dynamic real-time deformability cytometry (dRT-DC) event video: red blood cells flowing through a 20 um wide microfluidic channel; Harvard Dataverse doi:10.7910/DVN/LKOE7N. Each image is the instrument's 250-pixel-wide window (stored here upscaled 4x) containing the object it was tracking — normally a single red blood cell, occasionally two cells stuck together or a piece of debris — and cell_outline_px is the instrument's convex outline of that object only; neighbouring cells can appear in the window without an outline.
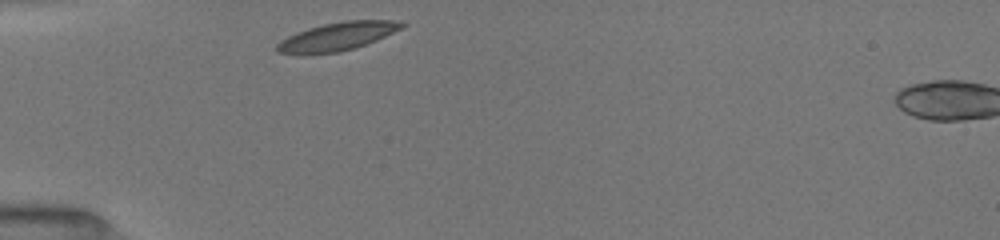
{"species": "common noctule bat (a hibernating species)", "species_latin": "Nyctalus noctula", "temperature_condition": "room temperature", "stored_images_in_passage": 29, "camera_frame_rate_fps": 3000, "um_per_image_px": 0.085, "animal": {"sex": "female", "body_mass_g": 19.5, "forearm_length_mm": 54.1}, "frame": {"image": 1, "passage_image": 1, "time_ms": 0.0, "image_size_px": [1000, 240], "cell_outline_px": [[408, 24], [376, 40], [340, 52], [304, 56], [300, 56], [276, 52], [276, 44], [280, 40], [288, 36], [308, 28], [324, 24], [344, 20], [392, 20]], "centroid_in_image_um": [28.56, 3.13], "position_along_channel_um": 56.4, "area_um2": 20.69}}
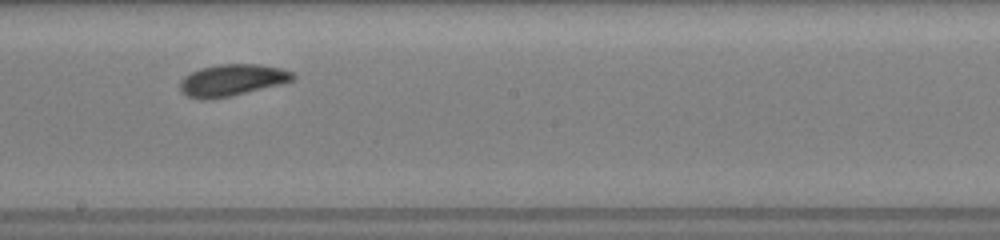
{"frame": {"image": 2, "passage_image": 15, "time_ms": 4.667, "image_size_px": [1000, 240], "cell_outline_px": [[296, 76], [292, 80], [280, 84], [228, 96], [208, 100], [200, 100], [188, 96], [180, 92], [180, 80], [184, 76], [200, 68], [220, 64], [260, 64], [280, 68], [292, 72]], "centroid_in_image_um": [19.68, 6.81], "position_along_channel_um": 228.5, "area_um2": 20.69}}
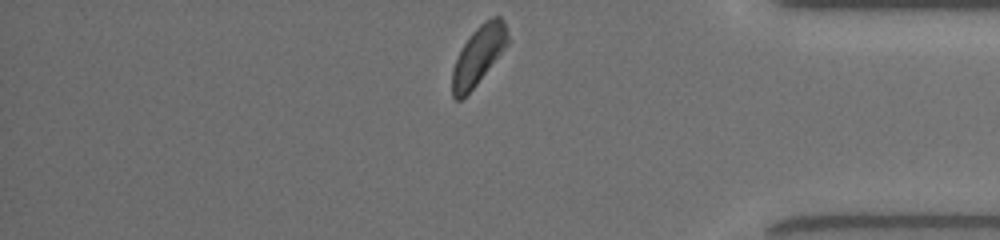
{"frame": {"image": 3, "passage_image": 29, "time_ms": 9.333, "image_size_px": [1000, 240], "cell_outline_px": [[508, 44], [476, 84], [460, 100], [456, 100], [452, 96], [452, 68], [464, 44], [472, 32], [484, 20], [492, 16], [500, 16], [504, 20], [508, 36]], "centroid_in_image_um": [40.67, 4.67], "position_along_channel_um": 394.5, "area_um2": 18.55}, "authors_computed_cell_mechanics": {"area_um2": 20.519, "velocity_mm_per_s": 3.9658, "shape_relaxation_time_tau1_ms": 1.8169, "shape_relaxation_time_tau2_ms": 6.6142, "deformation_change_tau1": 0.0903, "deformation_change_tau2": 0.1155}}